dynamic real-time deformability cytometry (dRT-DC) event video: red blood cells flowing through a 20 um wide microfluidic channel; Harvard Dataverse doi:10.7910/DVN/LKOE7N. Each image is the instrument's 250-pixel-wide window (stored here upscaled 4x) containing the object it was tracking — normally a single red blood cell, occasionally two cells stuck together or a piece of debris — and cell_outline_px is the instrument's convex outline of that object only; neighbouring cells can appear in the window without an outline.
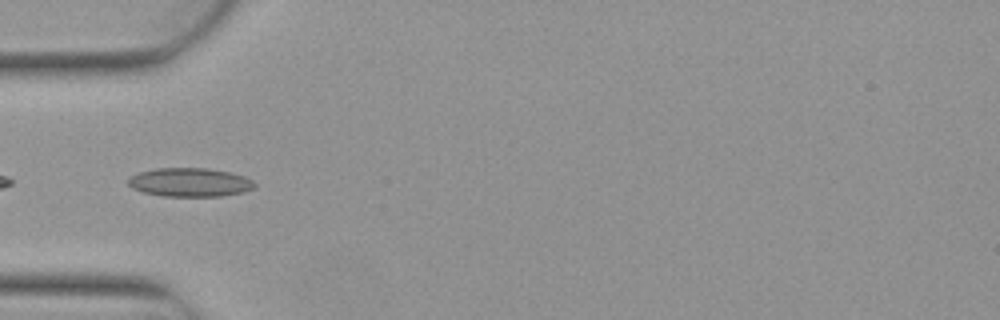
{"species": "Egyptian fruit bat (a non-hibernating species)", "species_latin": "Rousettus aegyptiacus", "temperature_condition": "warm", "stored_images_in_passage": 5, "segment_of_instrument_passage": [2, 2], "camera_frame_rate_fps": 3000, "um_per_image_px": 0.085, "animal": {"sex": "female"}, "frame": {"image": 1, "passage_image": 5, "time_ms": 1.333, "image_size_px": [1000, 320], "cell_outline_px": [[256, 184], [252, 188], [244, 192], [220, 196], [160, 196], [144, 192], [132, 188], [128, 184], [128, 180], [132, 176], [140, 172], [156, 168], [208, 168], [228, 172], [244, 176], [252, 180]], "centroid_in_image_um": [16.14, 15.5], "position_along_channel_um": 68.9, "area_um2": 21.04}}